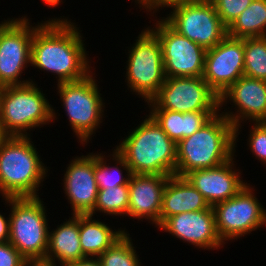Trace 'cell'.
<instances>
[{
    "label": "cell",
    "instance_id": "obj_19",
    "mask_svg": "<svg viewBox=\"0 0 266 266\" xmlns=\"http://www.w3.org/2000/svg\"><path fill=\"white\" fill-rule=\"evenodd\" d=\"M170 176L132 174L129 182L128 217L160 225L163 192Z\"/></svg>",
    "mask_w": 266,
    "mask_h": 266
},
{
    "label": "cell",
    "instance_id": "obj_24",
    "mask_svg": "<svg viewBox=\"0 0 266 266\" xmlns=\"http://www.w3.org/2000/svg\"><path fill=\"white\" fill-rule=\"evenodd\" d=\"M111 151L112 153L110 155L107 154V152L94 153V176L98 189H106L109 187L128 184L132 175L126 160L114 147ZM109 160H111L110 163Z\"/></svg>",
    "mask_w": 266,
    "mask_h": 266
},
{
    "label": "cell",
    "instance_id": "obj_10",
    "mask_svg": "<svg viewBox=\"0 0 266 266\" xmlns=\"http://www.w3.org/2000/svg\"><path fill=\"white\" fill-rule=\"evenodd\" d=\"M248 183L232 198L213 206L217 233L224 244L266 226V209Z\"/></svg>",
    "mask_w": 266,
    "mask_h": 266
},
{
    "label": "cell",
    "instance_id": "obj_7",
    "mask_svg": "<svg viewBox=\"0 0 266 266\" xmlns=\"http://www.w3.org/2000/svg\"><path fill=\"white\" fill-rule=\"evenodd\" d=\"M2 201L10 209L9 242L25 259L46 258L51 226L41 194L40 197L2 198Z\"/></svg>",
    "mask_w": 266,
    "mask_h": 266
},
{
    "label": "cell",
    "instance_id": "obj_23",
    "mask_svg": "<svg viewBox=\"0 0 266 266\" xmlns=\"http://www.w3.org/2000/svg\"><path fill=\"white\" fill-rule=\"evenodd\" d=\"M87 215H79V238L80 245L85 257L98 258L106 249L117 241L125 232L126 228L111 227L101 218ZM101 220V221H100Z\"/></svg>",
    "mask_w": 266,
    "mask_h": 266
},
{
    "label": "cell",
    "instance_id": "obj_26",
    "mask_svg": "<svg viewBox=\"0 0 266 266\" xmlns=\"http://www.w3.org/2000/svg\"><path fill=\"white\" fill-rule=\"evenodd\" d=\"M129 187L128 184L98 189L96 204L92 216L99 213L105 216L128 217Z\"/></svg>",
    "mask_w": 266,
    "mask_h": 266
},
{
    "label": "cell",
    "instance_id": "obj_38",
    "mask_svg": "<svg viewBox=\"0 0 266 266\" xmlns=\"http://www.w3.org/2000/svg\"><path fill=\"white\" fill-rule=\"evenodd\" d=\"M5 135L2 132L1 126H0V143L4 139Z\"/></svg>",
    "mask_w": 266,
    "mask_h": 266
},
{
    "label": "cell",
    "instance_id": "obj_11",
    "mask_svg": "<svg viewBox=\"0 0 266 266\" xmlns=\"http://www.w3.org/2000/svg\"><path fill=\"white\" fill-rule=\"evenodd\" d=\"M150 19L155 25L148 28L158 37L162 47L165 77H201L207 50L180 35L162 17Z\"/></svg>",
    "mask_w": 266,
    "mask_h": 266
},
{
    "label": "cell",
    "instance_id": "obj_34",
    "mask_svg": "<svg viewBox=\"0 0 266 266\" xmlns=\"http://www.w3.org/2000/svg\"><path fill=\"white\" fill-rule=\"evenodd\" d=\"M135 5L139 7V9H143L146 15H150L159 5L160 0H133ZM148 12V13H147Z\"/></svg>",
    "mask_w": 266,
    "mask_h": 266
},
{
    "label": "cell",
    "instance_id": "obj_37",
    "mask_svg": "<svg viewBox=\"0 0 266 266\" xmlns=\"http://www.w3.org/2000/svg\"><path fill=\"white\" fill-rule=\"evenodd\" d=\"M43 2V4L47 5L48 7L52 8H56V6L58 7V5L60 6V3H64L63 0H41Z\"/></svg>",
    "mask_w": 266,
    "mask_h": 266
},
{
    "label": "cell",
    "instance_id": "obj_35",
    "mask_svg": "<svg viewBox=\"0 0 266 266\" xmlns=\"http://www.w3.org/2000/svg\"><path fill=\"white\" fill-rule=\"evenodd\" d=\"M63 266H101L98 258L86 257L84 259L67 263Z\"/></svg>",
    "mask_w": 266,
    "mask_h": 266
},
{
    "label": "cell",
    "instance_id": "obj_3",
    "mask_svg": "<svg viewBox=\"0 0 266 266\" xmlns=\"http://www.w3.org/2000/svg\"><path fill=\"white\" fill-rule=\"evenodd\" d=\"M115 146L132 174L174 176L176 143L146 114Z\"/></svg>",
    "mask_w": 266,
    "mask_h": 266
},
{
    "label": "cell",
    "instance_id": "obj_13",
    "mask_svg": "<svg viewBox=\"0 0 266 266\" xmlns=\"http://www.w3.org/2000/svg\"><path fill=\"white\" fill-rule=\"evenodd\" d=\"M169 11L162 18L180 35L206 50L215 47L227 36V27L212 2L184 4L172 7Z\"/></svg>",
    "mask_w": 266,
    "mask_h": 266
},
{
    "label": "cell",
    "instance_id": "obj_8",
    "mask_svg": "<svg viewBox=\"0 0 266 266\" xmlns=\"http://www.w3.org/2000/svg\"><path fill=\"white\" fill-rule=\"evenodd\" d=\"M140 32L135 42L126 47L128 57L124 74L127 89L147 103L158 93L166 77L158 37L147 25Z\"/></svg>",
    "mask_w": 266,
    "mask_h": 266
},
{
    "label": "cell",
    "instance_id": "obj_25",
    "mask_svg": "<svg viewBox=\"0 0 266 266\" xmlns=\"http://www.w3.org/2000/svg\"><path fill=\"white\" fill-rule=\"evenodd\" d=\"M227 35L234 38L266 36V0H253L230 24Z\"/></svg>",
    "mask_w": 266,
    "mask_h": 266
},
{
    "label": "cell",
    "instance_id": "obj_29",
    "mask_svg": "<svg viewBox=\"0 0 266 266\" xmlns=\"http://www.w3.org/2000/svg\"><path fill=\"white\" fill-rule=\"evenodd\" d=\"M247 147L255 160L266 166V122H251ZM266 169V167H265Z\"/></svg>",
    "mask_w": 266,
    "mask_h": 266
},
{
    "label": "cell",
    "instance_id": "obj_22",
    "mask_svg": "<svg viewBox=\"0 0 266 266\" xmlns=\"http://www.w3.org/2000/svg\"><path fill=\"white\" fill-rule=\"evenodd\" d=\"M149 115L176 144L191 136L220 111L176 112L165 109H149Z\"/></svg>",
    "mask_w": 266,
    "mask_h": 266
},
{
    "label": "cell",
    "instance_id": "obj_5",
    "mask_svg": "<svg viewBox=\"0 0 266 266\" xmlns=\"http://www.w3.org/2000/svg\"><path fill=\"white\" fill-rule=\"evenodd\" d=\"M46 95L35 80L25 85L0 87V126L3 134L31 136V131L55 123L60 114L57 115L56 108Z\"/></svg>",
    "mask_w": 266,
    "mask_h": 266
},
{
    "label": "cell",
    "instance_id": "obj_21",
    "mask_svg": "<svg viewBox=\"0 0 266 266\" xmlns=\"http://www.w3.org/2000/svg\"><path fill=\"white\" fill-rule=\"evenodd\" d=\"M57 224V228L49 230L46 258L58 266L86 258L83 255L79 238V215Z\"/></svg>",
    "mask_w": 266,
    "mask_h": 266
},
{
    "label": "cell",
    "instance_id": "obj_16",
    "mask_svg": "<svg viewBox=\"0 0 266 266\" xmlns=\"http://www.w3.org/2000/svg\"><path fill=\"white\" fill-rule=\"evenodd\" d=\"M174 238L201 250H220L225 244L220 239L213 207L176 214L165 219L158 227Z\"/></svg>",
    "mask_w": 266,
    "mask_h": 266
},
{
    "label": "cell",
    "instance_id": "obj_33",
    "mask_svg": "<svg viewBox=\"0 0 266 266\" xmlns=\"http://www.w3.org/2000/svg\"><path fill=\"white\" fill-rule=\"evenodd\" d=\"M6 213L0 211V243L9 242L10 235V216L5 217Z\"/></svg>",
    "mask_w": 266,
    "mask_h": 266
},
{
    "label": "cell",
    "instance_id": "obj_9",
    "mask_svg": "<svg viewBox=\"0 0 266 266\" xmlns=\"http://www.w3.org/2000/svg\"><path fill=\"white\" fill-rule=\"evenodd\" d=\"M27 14L0 21V87L25 85L31 78L22 73L31 66V43L34 30L43 22L32 25Z\"/></svg>",
    "mask_w": 266,
    "mask_h": 266
},
{
    "label": "cell",
    "instance_id": "obj_31",
    "mask_svg": "<svg viewBox=\"0 0 266 266\" xmlns=\"http://www.w3.org/2000/svg\"><path fill=\"white\" fill-rule=\"evenodd\" d=\"M25 258L10 243H0V266H23Z\"/></svg>",
    "mask_w": 266,
    "mask_h": 266
},
{
    "label": "cell",
    "instance_id": "obj_14",
    "mask_svg": "<svg viewBox=\"0 0 266 266\" xmlns=\"http://www.w3.org/2000/svg\"><path fill=\"white\" fill-rule=\"evenodd\" d=\"M219 101L221 114L235 127V147L238 145L242 126H245L242 124L247 120V123L266 122L265 80L243 75L219 97ZM227 104L232 105L231 109L229 106L224 107Z\"/></svg>",
    "mask_w": 266,
    "mask_h": 266
},
{
    "label": "cell",
    "instance_id": "obj_36",
    "mask_svg": "<svg viewBox=\"0 0 266 266\" xmlns=\"http://www.w3.org/2000/svg\"><path fill=\"white\" fill-rule=\"evenodd\" d=\"M23 266H58L47 258L25 259Z\"/></svg>",
    "mask_w": 266,
    "mask_h": 266
},
{
    "label": "cell",
    "instance_id": "obj_4",
    "mask_svg": "<svg viewBox=\"0 0 266 266\" xmlns=\"http://www.w3.org/2000/svg\"><path fill=\"white\" fill-rule=\"evenodd\" d=\"M235 127L218 112L198 131L176 144L175 175L218 167L236 156Z\"/></svg>",
    "mask_w": 266,
    "mask_h": 266
},
{
    "label": "cell",
    "instance_id": "obj_20",
    "mask_svg": "<svg viewBox=\"0 0 266 266\" xmlns=\"http://www.w3.org/2000/svg\"><path fill=\"white\" fill-rule=\"evenodd\" d=\"M203 195L184 177L170 176L163 192L160 224L176 214L208 209Z\"/></svg>",
    "mask_w": 266,
    "mask_h": 266
},
{
    "label": "cell",
    "instance_id": "obj_28",
    "mask_svg": "<svg viewBox=\"0 0 266 266\" xmlns=\"http://www.w3.org/2000/svg\"><path fill=\"white\" fill-rule=\"evenodd\" d=\"M244 75L266 81V36L243 38Z\"/></svg>",
    "mask_w": 266,
    "mask_h": 266
},
{
    "label": "cell",
    "instance_id": "obj_17",
    "mask_svg": "<svg viewBox=\"0 0 266 266\" xmlns=\"http://www.w3.org/2000/svg\"><path fill=\"white\" fill-rule=\"evenodd\" d=\"M74 157L66 166L62 179L64 197L71 205V215L91 214L98 195L94 176V152Z\"/></svg>",
    "mask_w": 266,
    "mask_h": 266
},
{
    "label": "cell",
    "instance_id": "obj_1",
    "mask_svg": "<svg viewBox=\"0 0 266 266\" xmlns=\"http://www.w3.org/2000/svg\"><path fill=\"white\" fill-rule=\"evenodd\" d=\"M63 17L45 19L34 30L31 43V66L52 73L57 84L82 80L96 69L91 66L82 30Z\"/></svg>",
    "mask_w": 266,
    "mask_h": 266
},
{
    "label": "cell",
    "instance_id": "obj_27",
    "mask_svg": "<svg viewBox=\"0 0 266 266\" xmlns=\"http://www.w3.org/2000/svg\"><path fill=\"white\" fill-rule=\"evenodd\" d=\"M127 230L117 241L106 249L99 257L101 266H141L137 246L133 244ZM135 246V247H134Z\"/></svg>",
    "mask_w": 266,
    "mask_h": 266
},
{
    "label": "cell",
    "instance_id": "obj_2",
    "mask_svg": "<svg viewBox=\"0 0 266 266\" xmlns=\"http://www.w3.org/2000/svg\"><path fill=\"white\" fill-rule=\"evenodd\" d=\"M31 137L5 136L0 143L2 198L40 197L38 191L49 177L50 167L43 163Z\"/></svg>",
    "mask_w": 266,
    "mask_h": 266
},
{
    "label": "cell",
    "instance_id": "obj_12",
    "mask_svg": "<svg viewBox=\"0 0 266 266\" xmlns=\"http://www.w3.org/2000/svg\"><path fill=\"white\" fill-rule=\"evenodd\" d=\"M149 109L181 113L220 111L219 96L203 77H166L158 93L146 103Z\"/></svg>",
    "mask_w": 266,
    "mask_h": 266
},
{
    "label": "cell",
    "instance_id": "obj_6",
    "mask_svg": "<svg viewBox=\"0 0 266 266\" xmlns=\"http://www.w3.org/2000/svg\"><path fill=\"white\" fill-rule=\"evenodd\" d=\"M95 74L94 71L82 80L56 84L68 125L83 147L92 143L105 117L106 102Z\"/></svg>",
    "mask_w": 266,
    "mask_h": 266
},
{
    "label": "cell",
    "instance_id": "obj_18",
    "mask_svg": "<svg viewBox=\"0 0 266 266\" xmlns=\"http://www.w3.org/2000/svg\"><path fill=\"white\" fill-rule=\"evenodd\" d=\"M235 157L226 163L206 169H196L183 177L195 187L210 206L235 196L248 184L243 180L242 172L236 168Z\"/></svg>",
    "mask_w": 266,
    "mask_h": 266
},
{
    "label": "cell",
    "instance_id": "obj_30",
    "mask_svg": "<svg viewBox=\"0 0 266 266\" xmlns=\"http://www.w3.org/2000/svg\"><path fill=\"white\" fill-rule=\"evenodd\" d=\"M253 0H214L216 12L223 24H230L251 4Z\"/></svg>",
    "mask_w": 266,
    "mask_h": 266
},
{
    "label": "cell",
    "instance_id": "obj_32",
    "mask_svg": "<svg viewBox=\"0 0 266 266\" xmlns=\"http://www.w3.org/2000/svg\"><path fill=\"white\" fill-rule=\"evenodd\" d=\"M203 1L205 0H160L158 7L150 14V16L151 17L156 16L157 15L156 13L160 12L159 9L165 11L167 8L171 9L172 7L184 4H197Z\"/></svg>",
    "mask_w": 266,
    "mask_h": 266
},
{
    "label": "cell",
    "instance_id": "obj_15",
    "mask_svg": "<svg viewBox=\"0 0 266 266\" xmlns=\"http://www.w3.org/2000/svg\"><path fill=\"white\" fill-rule=\"evenodd\" d=\"M243 75V39L227 35L215 47L207 49L202 77L219 97Z\"/></svg>",
    "mask_w": 266,
    "mask_h": 266
}]
</instances>
